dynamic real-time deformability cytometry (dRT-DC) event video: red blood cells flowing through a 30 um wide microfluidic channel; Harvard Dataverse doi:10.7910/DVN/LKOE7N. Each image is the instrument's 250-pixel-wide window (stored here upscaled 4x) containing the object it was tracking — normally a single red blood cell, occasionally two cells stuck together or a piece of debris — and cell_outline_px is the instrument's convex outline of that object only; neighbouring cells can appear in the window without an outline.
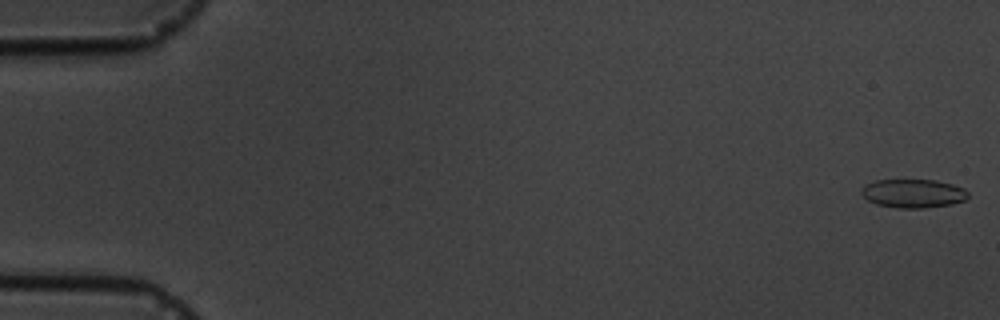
{"species": "common noctule bat (a hibernating species)", "species_latin": "Nyctalus noctula", "temperature_condition": "cold", "stored_images_in_passage": 4, "camera_frame_rate_fps": 3000, "um_per_image_px": 0.085, "animal": {"sex": "male", "body_mass_g": 19.5, "forearm_length_mm": 54.6}, "frame": {"image": 1, "passage_image": 1, "time_ms": 0.0, "image_size_px": [1000, 320], "cell_outline_px": [[968, 196], [964, 200], [952, 204], [924, 208], [896, 208], [876, 204], [868, 200], [860, 192], [860, 188], [864, 184], [876, 180], [936, 180], [952, 184], [964, 188], [968, 192]], "centroid_in_image_um": [77.6, 16.44], "position_along_channel_um": 7.4, "area_um2": 17.92}}